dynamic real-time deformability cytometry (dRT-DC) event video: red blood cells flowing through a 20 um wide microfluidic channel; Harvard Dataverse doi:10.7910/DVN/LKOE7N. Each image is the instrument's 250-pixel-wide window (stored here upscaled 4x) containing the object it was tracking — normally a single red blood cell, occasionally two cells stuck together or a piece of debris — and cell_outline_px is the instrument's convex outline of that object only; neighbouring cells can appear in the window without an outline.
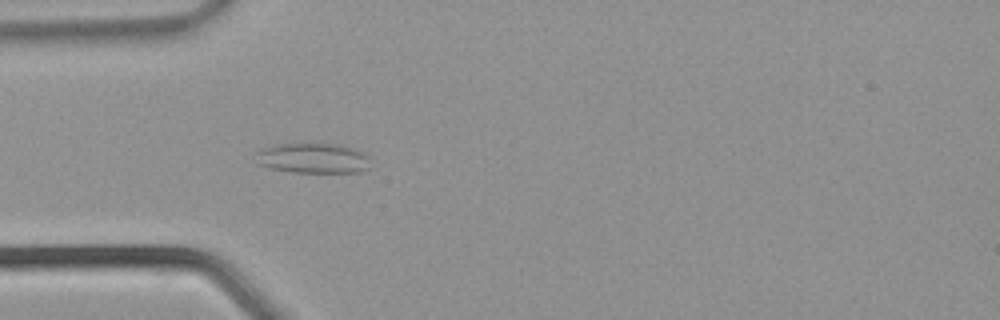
{"species": "common noctule bat (a hibernating species)", "species_latin": "Nyctalus noctula", "temperature_condition": "warm", "stored_images_in_passage": 35, "camera_frame_rate_fps": 3000, "um_per_image_px": 0.085, "animal": {"sex": "male", "body_mass_g": 21.5, "forearm_length_mm": 52.0}, "frame": {"image": 1, "passage_image": 10, "time_ms": 3.0, "image_size_px": [1000, 320], "cell_outline_px": [[372, 168], [360, 172], [292, 172], [272, 168], [256, 164], [256, 152], [260, 148], [276, 144], [340, 144], [352, 148], [368, 156]], "centroid_in_image_um": [26.6, 13.45], "position_along_channel_um": 58.4, "area_um2": 20.29}}
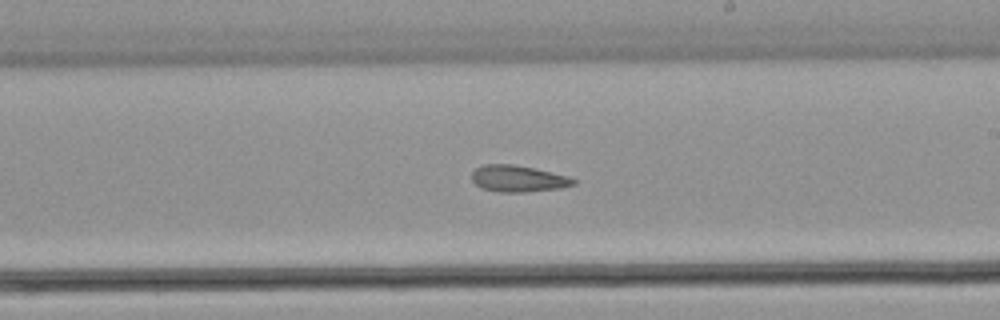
{"frame": {"image": 2, "passage_image": 20, "time_ms": 6.333, "image_size_px": [1000, 320], "cell_outline_px": [[576, 184], [560, 188], [524, 192], [496, 192], [480, 188], [472, 180], [472, 172], [476, 168], [484, 164], [512, 164], [536, 168], [568, 176], [576, 180]], "centroid_in_image_um": [44.03, 15.18], "position_along_channel_um": 245.0, "area_um2": 15.84}}
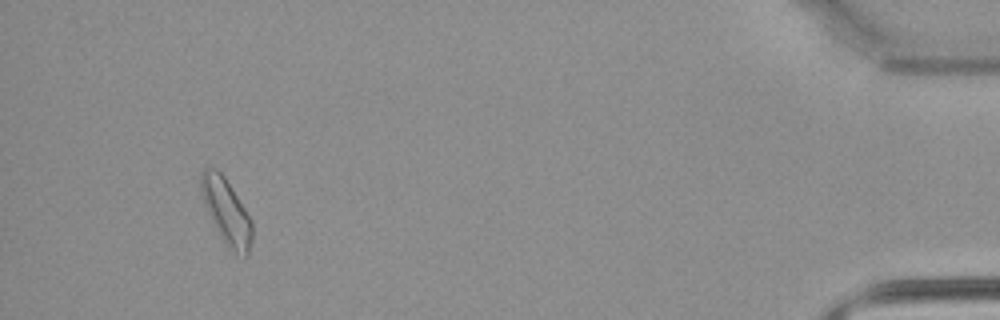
{"frame": {"image": 3, "passage_image": 33, "time_ms": 10.667, "image_size_px": [1000, 320], "cell_outline_px": [[252, 240], [248, 256], [244, 260], [228, 248], [208, 212], [200, 188], [200, 172], [204, 168], [216, 168], [224, 176], [252, 220]], "centroid_in_image_um": [19.27, 18.01], "position_along_channel_um": 415.9, "area_um2": 19.31}}